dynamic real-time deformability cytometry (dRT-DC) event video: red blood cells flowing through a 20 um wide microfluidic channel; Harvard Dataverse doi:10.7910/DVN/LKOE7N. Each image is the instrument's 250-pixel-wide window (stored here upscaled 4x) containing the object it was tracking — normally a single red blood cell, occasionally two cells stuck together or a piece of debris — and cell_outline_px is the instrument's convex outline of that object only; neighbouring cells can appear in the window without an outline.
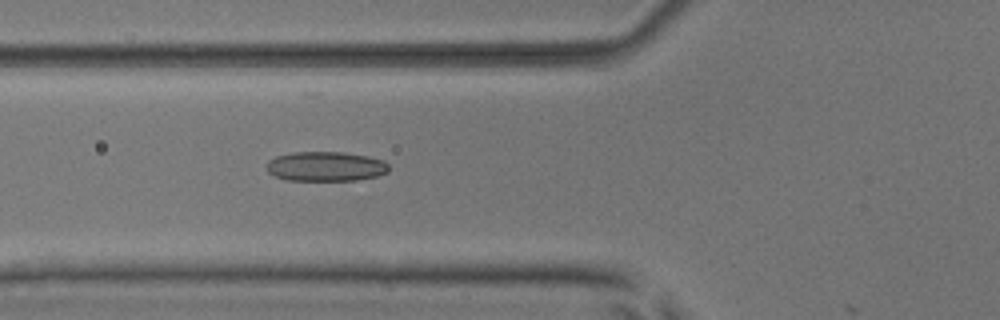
{"species": "common noctule bat (a hibernating species)", "species_latin": "Nyctalus noctula", "temperature_condition": "room temperature", "stored_images_in_passage": 22, "camera_frame_rate_fps": 3000, "um_per_image_px": 0.085, "animal": {"sex": "male", "body_mass_g": 17.9, "forearm_length_mm": 54.2}, "frame": {"image": 1, "passage_image": 21, "time_ms": 6.667, "image_size_px": [1000, 320], "cell_outline_px": [[388, 172], [376, 176], [356, 180], [288, 180], [276, 176], [268, 172], [268, 160], [276, 156], [296, 152], [344, 152], [368, 156], [384, 160], [388, 164]], "centroid_in_image_um": [27.71, 14.14], "position_along_channel_um": 98.1, "area_um2": 20.98}}